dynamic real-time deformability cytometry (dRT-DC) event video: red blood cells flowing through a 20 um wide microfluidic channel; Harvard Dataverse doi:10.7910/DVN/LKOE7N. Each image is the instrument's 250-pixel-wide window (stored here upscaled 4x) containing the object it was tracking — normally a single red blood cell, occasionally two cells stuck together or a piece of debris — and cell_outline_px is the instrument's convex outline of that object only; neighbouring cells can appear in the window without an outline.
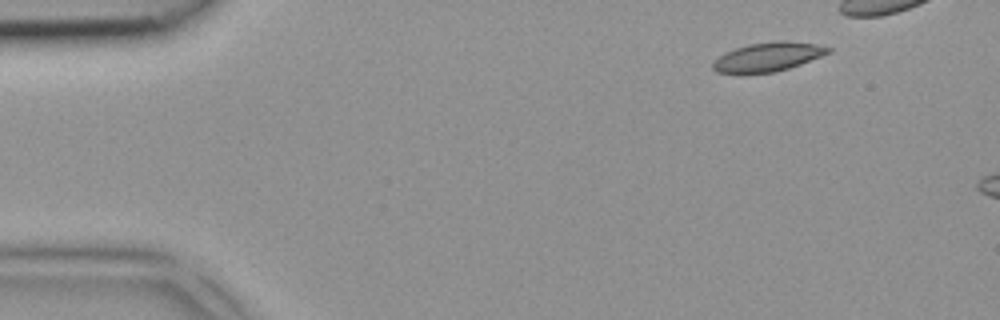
{"species": "common noctule bat (a hibernating species)", "species_latin": "Nyctalus noctula", "temperature_condition": "room temperature", "stored_images_in_passage": 2, "camera_frame_rate_fps": 3000, "um_per_image_px": 0.085, "animal": {"sex": "female", "body_mass_g": 18.4}, "frame": {"image": 1, "passage_image": 1, "time_ms": 0.0, "image_size_px": [1000, 320], "cell_outline_px": [[832, 52], [800, 64], [788, 68], [772, 72], [716, 72], [712, 68], [712, 64], [724, 52], [748, 44], [784, 40], [816, 44], [832, 48]], "centroid_in_image_um": [65.31, 4.81], "position_along_channel_um": 19.7, "area_um2": 19.07}}